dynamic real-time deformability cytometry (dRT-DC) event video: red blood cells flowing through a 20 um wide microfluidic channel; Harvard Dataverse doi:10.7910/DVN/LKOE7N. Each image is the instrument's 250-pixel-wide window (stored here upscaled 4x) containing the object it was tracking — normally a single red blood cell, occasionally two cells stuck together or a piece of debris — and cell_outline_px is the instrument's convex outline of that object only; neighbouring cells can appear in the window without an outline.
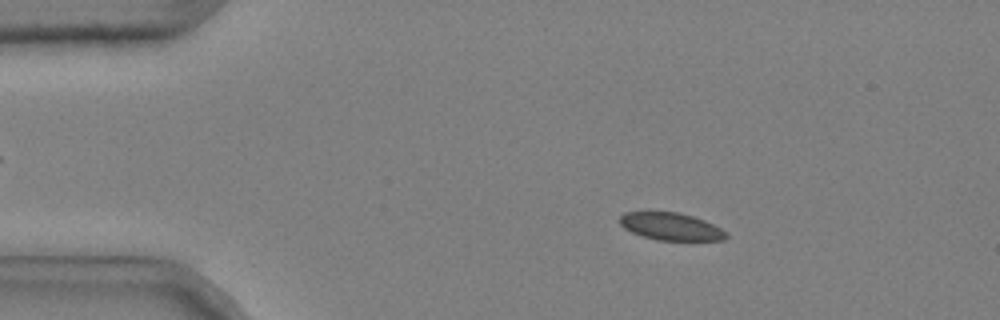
{"species": "common noctule bat (a hibernating species)", "species_latin": "Nyctalus noctula", "temperature_condition": "cold", "stored_images_in_passage": 52, "camera_frame_rate_fps": 3000, "um_per_image_px": 0.085, "animal": {"sex": "male", "body_mass_g": 20.4}, "frame": {"image": 1, "passage_image": 9, "time_ms": 2.667, "image_size_px": [1000, 320], "cell_outline_px": [[728, 236], [724, 240], [656, 240], [632, 232], [624, 228], [620, 224], [620, 216], [624, 212], [680, 212], [704, 220], [728, 232]], "centroid_in_image_um": [57.04, 19.25], "position_along_channel_um": 28.0, "area_um2": 16.94}}
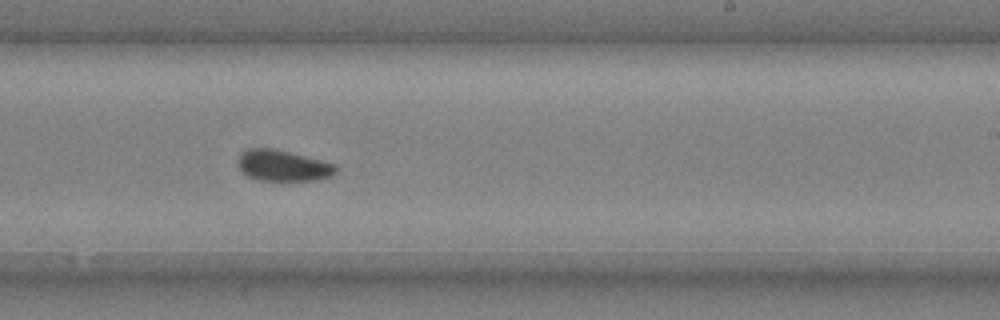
{"frame": {"image": 2, "passage_image": 33, "time_ms": 10.667, "image_size_px": [1000, 320], "cell_outline_px": [[336, 172], [332, 176], [316, 180], [280, 184], [260, 180], [248, 176], [236, 164], [236, 160], [240, 152], [248, 148], [272, 148], [336, 164]], "centroid_in_image_um": [24.02, 14.13], "position_along_channel_um": 265.0, "area_um2": 18.44}}
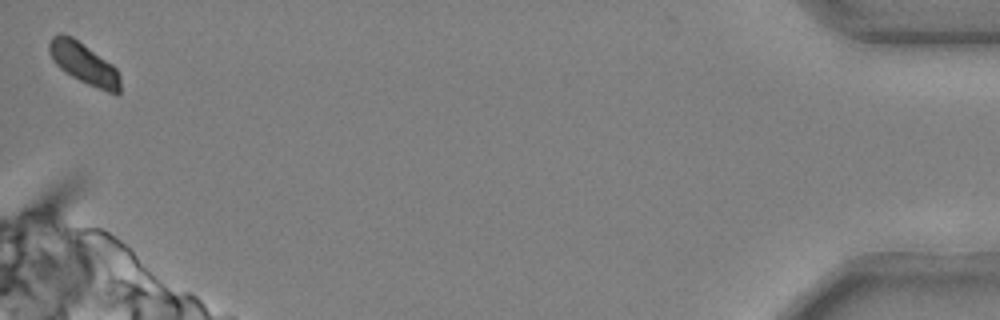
{"frame": {"image": 3, "passage_image": 52, "time_ms": 17.0, "image_size_px": [1000, 320], "cell_outline_px": [[120, 92], [116, 96], [88, 84], [64, 72], [52, 60], [48, 52], [48, 44], [52, 36], [60, 32], [72, 36], [112, 64], [116, 68], [120, 76]], "centroid_in_image_um": [7.12, 5.39], "position_along_channel_um": 428.1, "area_um2": 17.28}, "authors_computed_cell_mechanics": {"area_um2": 17.7157, "velocity_mm_per_s": 3.6603, "shape_relaxation_time_tau1_ms": null, "shape_relaxation_time_tau2_ms": 1.0951, "deformation_change_tau1": null, "deformation_change_tau2": 0.0388}}